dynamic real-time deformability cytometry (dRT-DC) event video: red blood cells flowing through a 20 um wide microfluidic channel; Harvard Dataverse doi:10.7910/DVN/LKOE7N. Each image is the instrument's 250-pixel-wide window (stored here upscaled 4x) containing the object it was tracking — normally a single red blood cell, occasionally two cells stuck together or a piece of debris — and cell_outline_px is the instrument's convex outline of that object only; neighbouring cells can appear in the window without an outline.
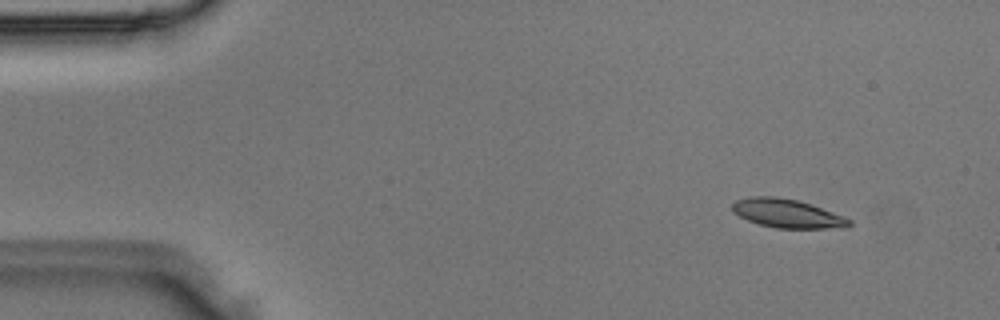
{"species": "Egyptian fruit bat (a non-hibernating species)", "species_latin": "Rousettus aegyptiacus", "temperature_condition": "room temperature", "stored_images_in_passage": 44, "camera_frame_rate_fps": 3000, "um_per_image_px": 0.085, "animal": {"sex": "male"}, "frame": {"image": 1, "passage_image": 1, "time_ms": 0.0, "image_size_px": [1000, 320], "cell_outline_px": [[852, 224], [848, 228], [776, 228], [760, 224], [748, 220], [732, 212], [732, 204], [736, 200], [752, 196], [776, 196], [796, 200], [844, 216], [852, 220]], "centroid_in_image_um": [66.92, 18.15], "position_along_channel_um": 18.1, "area_um2": 19.42}}
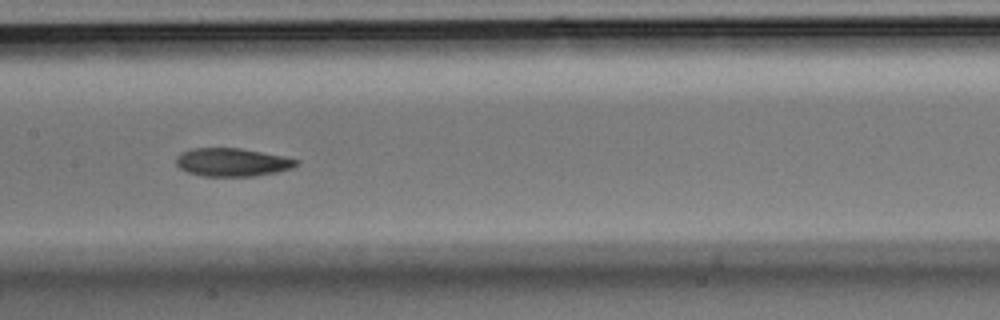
{"frame": {"image": 2, "passage_image": 20, "time_ms": 6.333, "image_size_px": [1000, 320], "cell_outline_px": [[300, 160], [292, 168], [276, 172], [252, 176], [204, 176], [188, 172], [180, 168], [176, 164], [176, 156], [180, 152], [192, 148], [240, 148], [284, 156]], "centroid_in_image_um": [19.71, 13.78], "position_along_channel_um": 187.7, "area_um2": 19.71}}
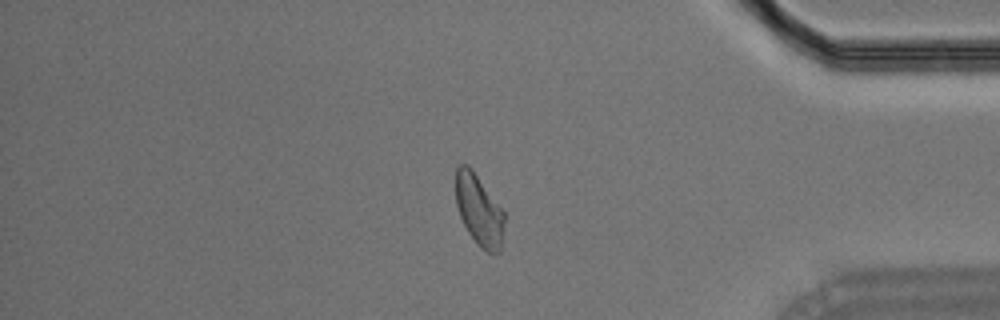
{"frame": {"image": 3, "passage_image": 37, "time_ms": 12.0, "image_size_px": [1000, 320], "cell_outline_px": [[504, 220], [500, 252], [488, 252], [480, 248], [476, 244], [468, 232], [460, 216], [456, 204], [456, 168], [460, 164], [468, 164], [472, 168], [504, 212]], "centroid_in_image_um": [40.7, 17.85], "position_along_channel_um": 394.5, "area_um2": 20.0}}